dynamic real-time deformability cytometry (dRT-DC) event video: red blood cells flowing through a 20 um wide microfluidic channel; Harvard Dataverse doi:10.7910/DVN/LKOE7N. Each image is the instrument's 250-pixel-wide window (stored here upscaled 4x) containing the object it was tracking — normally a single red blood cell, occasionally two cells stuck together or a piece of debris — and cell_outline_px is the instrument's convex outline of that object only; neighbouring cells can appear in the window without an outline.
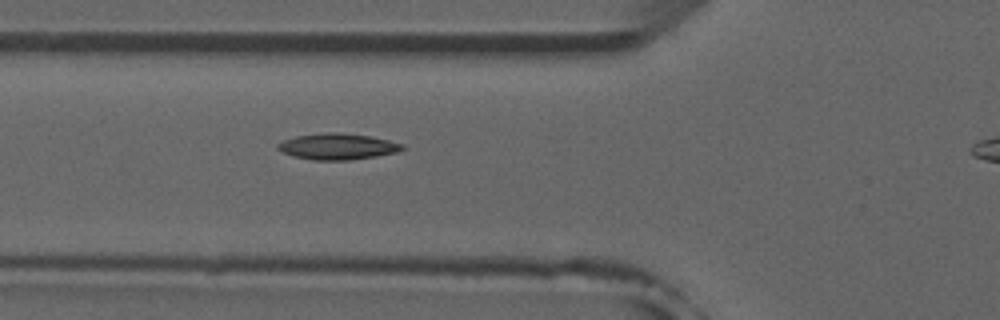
{"species": "common noctule bat (a hibernating species)", "species_latin": "Nyctalus noctula", "temperature_condition": "room temperature", "stored_images_in_passage": 12, "camera_frame_rate_fps": 3000, "um_per_image_px": 0.085, "animal": {"sex": "male", "forearm_length_mm": 52.5}, "frame": {"image": 1, "passage_image": 4, "time_ms": 1.0, "image_size_px": [1000, 320], "cell_outline_px": [[404, 148], [396, 152], [376, 156], [348, 160], [312, 160], [292, 156], [276, 148], [276, 144], [284, 140], [296, 136], [328, 132], [340, 132], [368, 136], [388, 140], [404, 144]], "centroid_in_image_um": [28.67, 12.45], "position_along_channel_um": 97.1, "area_um2": 18.84}}
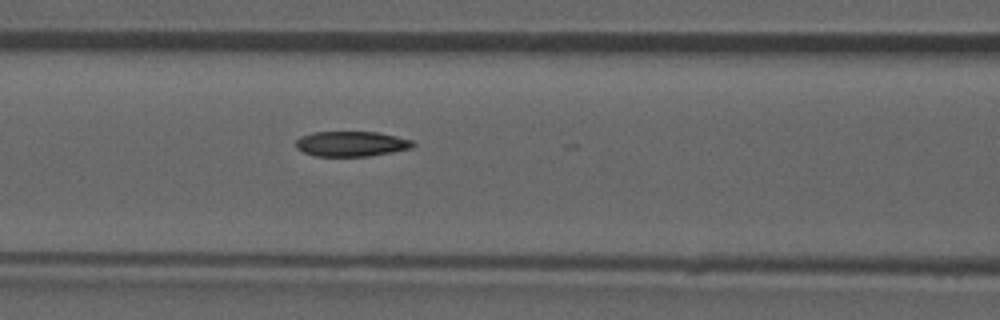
{"frame": {"image": 2, "passage_image": 7, "time_ms": 2.0, "image_size_px": [1000, 320], "cell_outline_px": [[416, 144], [412, 148], [392, 152], [368, 156], [316, 156], [304, 152], [296, 148], [296, 140], [300, 136], [312, 132], [376, 132], [396, 136], [412, 140]], "centroid_in_image_um": [29.86, 12.22], "position_along_channel_um": 136.7, "area_um2": 17.17}}